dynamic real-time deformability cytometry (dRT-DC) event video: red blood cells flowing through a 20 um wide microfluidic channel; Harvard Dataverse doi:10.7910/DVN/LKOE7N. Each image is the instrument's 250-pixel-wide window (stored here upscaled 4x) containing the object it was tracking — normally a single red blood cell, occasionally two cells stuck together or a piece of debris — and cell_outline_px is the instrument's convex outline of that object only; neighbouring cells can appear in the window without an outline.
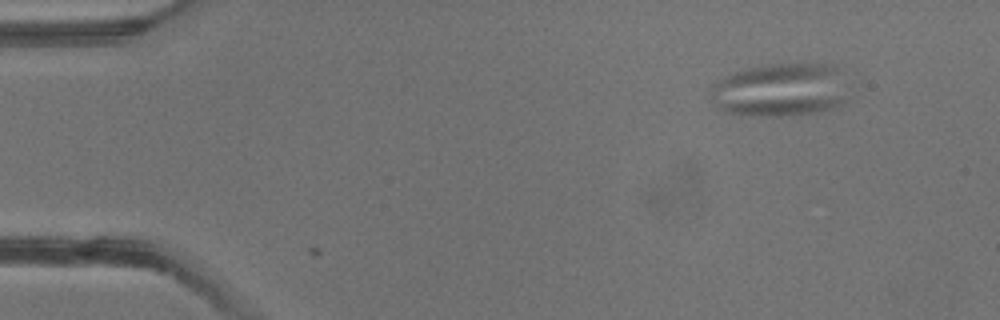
{"species": "common noctule bat (a hibernating species)", "species_latin": "Nyctalus noctula", "temperature_condition": "warm", "stored_images_in_passage": 3, "camera_frame_rate_fps": 3000, "um_per_image_px": 0.085, "animal": {"sex": "male", "body_mass_g": 13.3}, "frame": {"image": 1, "passage_image": 2, "time_ms": 1.0, "image_size_px": [1000, 320], "cell_outline_px": [[840, 104], [816, 112], [780, 116], [776, 116], [732, 112], [720, 108], [716, 104], [712, 96], [712, 88], [720, 80], [736, 72], [748, 68], [768, 64], [824, 64], [836, 68], [840, 100]], "centroid_in_image_um": [66.21, 7.63], "position_along_channel_um": 18.8, "area_um2": 40.17}}